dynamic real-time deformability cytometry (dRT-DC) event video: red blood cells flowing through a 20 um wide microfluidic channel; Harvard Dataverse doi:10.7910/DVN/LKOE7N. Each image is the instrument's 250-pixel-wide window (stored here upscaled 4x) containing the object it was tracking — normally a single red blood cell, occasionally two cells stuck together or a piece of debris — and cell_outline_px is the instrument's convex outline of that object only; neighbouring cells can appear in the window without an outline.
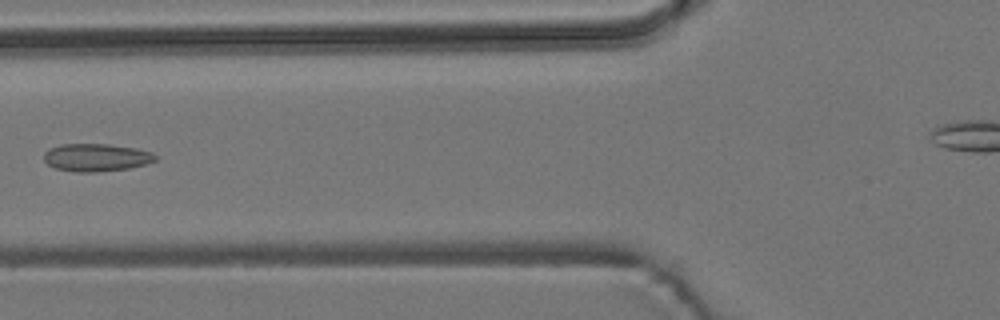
{"species": "common noctule bat (a hibernating species)", "species_latin": "Nyctalus noctula", "temperature_condition": "room temperature", "stored_images_in_passage": 4, "camera_frame_rate_fps": 3000, "um_per_image_px": 0.085, "animal": {"sex": "male", "body_mass_g": 19.2, "forearm_length_mm": 51.8}, "frame": {"image": 1, "passage_image": 3, "time_ms": 2.333, "image_size_px": [1000, 320], "cell_outline_px": [[156, 160], [144, 164], [128, 168], [96, 172], [76, 172], [56, 168], [48, 164], [44, 160], [44, 152], [48, 148], [60, 144], [108, 144], [136, 148], [152, 152], [156, 156]], "centroid_in_image_um": [8.15, 13.37], "position_along_channel_um": 117.6, "area_um2": 17.98}}